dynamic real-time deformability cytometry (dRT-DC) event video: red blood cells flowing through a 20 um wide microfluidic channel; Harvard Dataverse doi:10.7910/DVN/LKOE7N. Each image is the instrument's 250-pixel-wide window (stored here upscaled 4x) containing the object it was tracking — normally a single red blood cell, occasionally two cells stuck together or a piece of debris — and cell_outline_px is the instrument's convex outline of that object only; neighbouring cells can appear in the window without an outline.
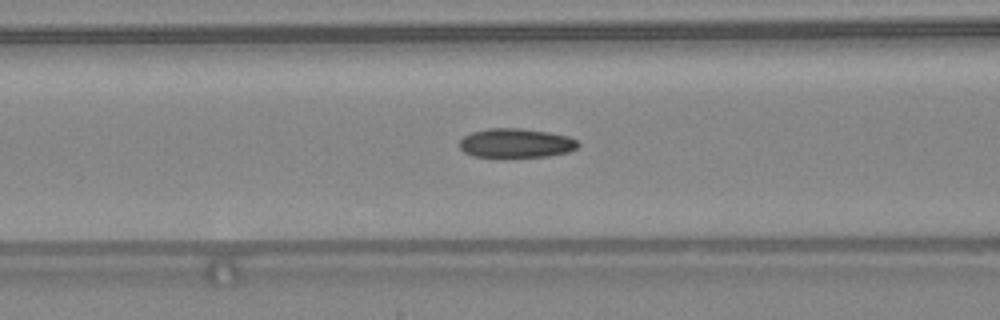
{"species": "common noctule bat (a hibernating species)", "species_latin": "Nyctalus noctula", "temperature_condition": "warm", "stored_images_in_passage": 37, "camera_frame_rate_fps": 3000, "um_per_image_px": 0.085, "animal": {"sex": "female", "body_mass_g": 24.6, "forearm_length_mm": 56.2}, "frame": {"image": 1, "passage_image": 9, "time_ms": 2.667, "image_size_px": [1000, 320], "cell_outline_px": [[580, 144], [576, 148], [568, 152], [548, 156], [472, 156], [464, 152], [460, 148], [460, 140], [464, 136], [472, 132], [488, 128], [520, 128], [548, 132], [568, 136], [576, 140]], "centroid_in_image_um": [43.85, 12.15], "position_along_channel_um": 122.7, "area_um2": 19.94}}
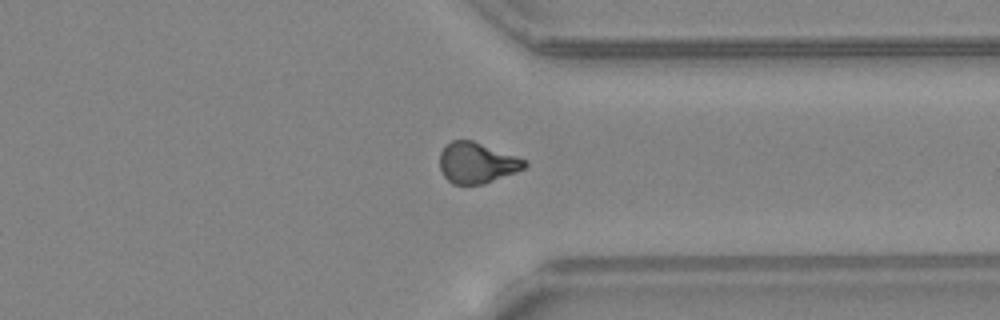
{"frame": {"image": 2, "passage_image": 26, "time_ms": 8.333, "image_size_px": [1000, 320], "cell_outline_px": [[528, 164], [524, 168], [516, 172], [484, 184], [452, 184], [440, 172], [440, 152], [452, 140], [472, 140], [528, 160]], "centroid_in_image_um": [40.54, 13.85], "position_along_channel_um": 370.9, "area_um2": 20.17}}
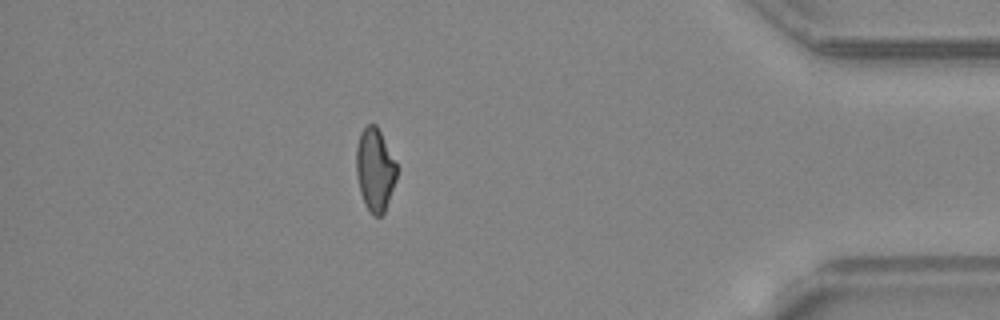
{"frame": {"image": 3, "passage_image": 31, "time_ms": 10.0, "image_size_px": [1000, 320], "cell_outline_px": [[396, 180], [384, 212], [380, 216], [372, 216], [364, 204], [360, 192], [356, 176], [356, 148], [360, 132], [368, 124], [376, 124], [396, 164]], "centroid_in_image_um": [31.84, 14.45], "position_along_channel_um": 403.4, "area_um2": 19.42}, "authors_computed_cell_mechanics": {"area_um2": 20.3456, "velocity_mm_per_s": 4.4014, "shape_relaxation_time_tau1_ms": 9.9721, "shape_relaxation_time_tau2_ms": 3.195, "deformation_change_tau1": 0.2429, "deformation_change_tau2": 0.094}}